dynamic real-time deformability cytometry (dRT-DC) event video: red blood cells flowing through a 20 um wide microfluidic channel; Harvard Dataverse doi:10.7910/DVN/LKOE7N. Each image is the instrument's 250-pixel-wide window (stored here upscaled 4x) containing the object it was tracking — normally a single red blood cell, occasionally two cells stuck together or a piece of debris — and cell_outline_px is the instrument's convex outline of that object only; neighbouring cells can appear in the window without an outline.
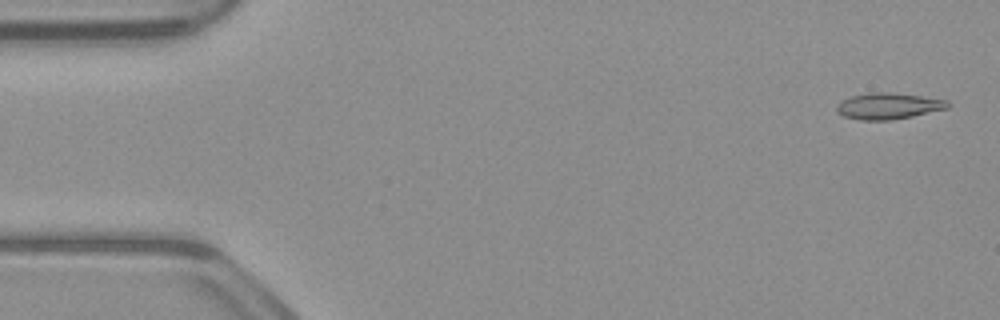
{"species": "common noctule bat (a hibernating species)", "species_latin": "Nyctalus noctula", "temperature_condition": "warm", "stored_images_in_passage": 12, "camera_frame_rate_fps": 3000, "um_per_image_px": 0.085, "animal": {"sex": "male", "body_mass_g": 23.1, "forearm_length_mm": 52.7}, "frame": {"image": 1, "passage_image": 2, "time_ms": 0.333, "image_size_px": [1000, 320], "cell_outline_px": [[948, 108], [912, 116], [892, 120], [860, 120], [844, 116], [836, 112], [836, 108], [844, 100], [852, 96], [868, 92], [888, 92], [920, 96], [948, 100]], "centroid_in_image_um": [75.5, 9.01], "position_along_channel_um": 9.5, "area_um2": 16.76}}